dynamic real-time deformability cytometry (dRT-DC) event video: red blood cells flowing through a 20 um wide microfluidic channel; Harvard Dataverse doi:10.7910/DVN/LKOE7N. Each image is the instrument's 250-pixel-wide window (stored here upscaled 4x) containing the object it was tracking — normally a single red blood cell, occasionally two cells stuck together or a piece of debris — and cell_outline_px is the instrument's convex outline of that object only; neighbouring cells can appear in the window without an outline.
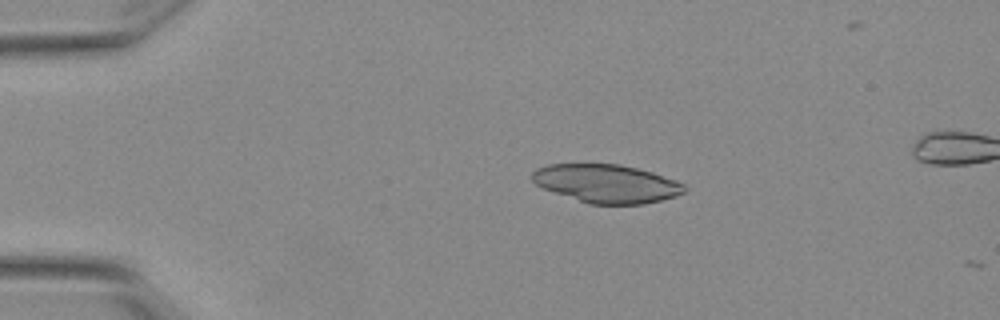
{"species": "Egyptian fruit bat (a non-hibernating species)", "species_latin": "Rousettus aegyptiacus", "temperature_condition": "warm", "stored_images_in_passage": 11, "camera_frame_rate_fps": 3000, "um_per_image_px": 0.085, "animal": {"sex": "female"}, "frame": {"image": 1, "passage_image": 10, "time_ms": 3.0, "image_size_px": [1000, 320], "cell_outline_px": [[688, 188], [684, 192], [676, 196], [644, 204], [588, 204], [544, 188], [536, 184], [532, 180], [532, 172], [536, 168], [548, 164], [620, 164], [652, 172], [676, 180], [684, 184]], "centroid_in_image_um": [51.57, 15.6], "position_along_channel_um": 33.4, "area_um2": 33.93}}